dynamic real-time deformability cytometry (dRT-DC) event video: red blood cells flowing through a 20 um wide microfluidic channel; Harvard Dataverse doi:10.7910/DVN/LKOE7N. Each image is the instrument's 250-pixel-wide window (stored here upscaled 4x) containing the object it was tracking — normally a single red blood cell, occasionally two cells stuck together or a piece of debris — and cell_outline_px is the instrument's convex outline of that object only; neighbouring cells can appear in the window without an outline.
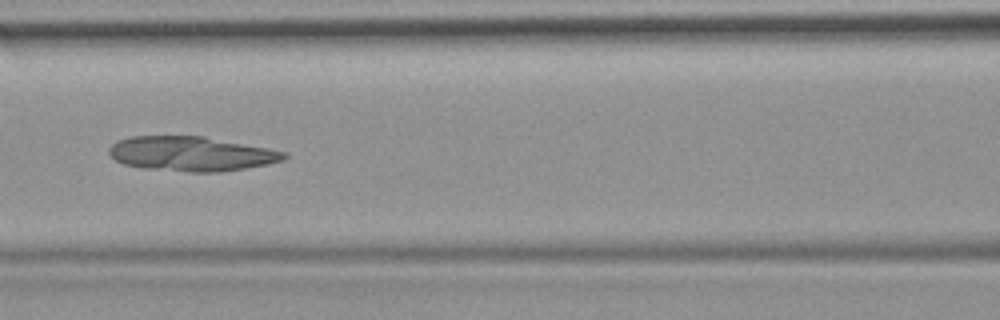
{"species": "common noctule bat (a hibernating species)", "species_latin": "Nyctalus noctula", "temperature_condition": "room temperature", "stored_images_in_passage": 52, "camera_frame_rate_fps": 3000, "um_per_image_px": 0.085, "animal": {"sex": "female", "body_mass_g": 19.9}, "frame": {"image": 1, "passage_image": 23, "time_ms": 7.333, "image_size_px": [1000, 320], "cell_outline_px": [[288, 156], [284, 160], [268, 164], [220, 172], [188, 172], [144, 168], [124, 164], [116, 160], [108, 152], [108, 148], [116, 140], [132, 136], [204, 136], [268, 148], [288, 152]], "centroid_in_image_um": [16.27, 13.07], "position_along_channel_um": 150.3, "area_um2": 35.37}}
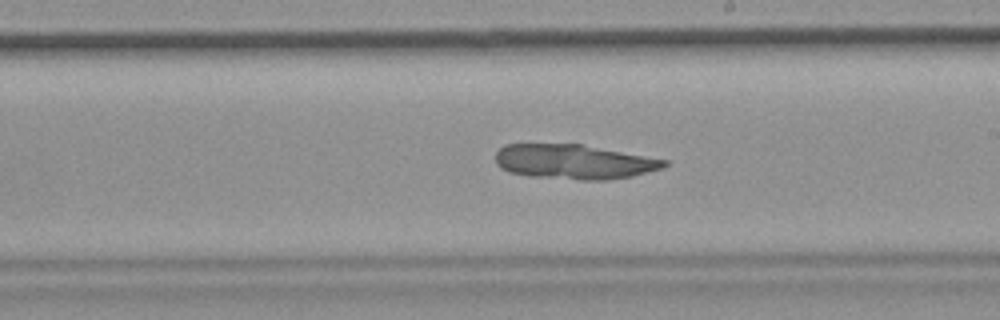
{"frame": {"image": 2, "passage_image": 30, "time_ms": 9.667, "image_size_px": [1000, 320], "cell_outline_px": [[668, 164], [664, 168], [632, 176], [608, 180], [580, 180], [528, 176], [508, 172], [500, 168], [496, 164], [496, 152], [504, 144], [580, 144], [668, 160]], "centroid_in_image_um": [48.77, 13.76], "position_along_channel_um": 240.2, "area_um2": 34.22}}